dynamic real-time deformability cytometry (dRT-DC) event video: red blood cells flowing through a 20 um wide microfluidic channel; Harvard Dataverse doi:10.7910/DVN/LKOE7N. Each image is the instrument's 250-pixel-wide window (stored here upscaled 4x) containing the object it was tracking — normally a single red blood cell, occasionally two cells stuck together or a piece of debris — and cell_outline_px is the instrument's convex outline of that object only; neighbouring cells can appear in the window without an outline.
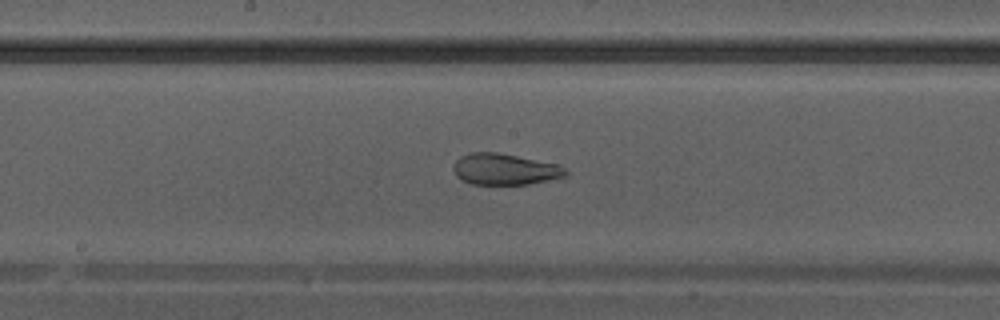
{"species": "Egyptian fruit bat (a non-hibernating species)", "species_latin": "Rousettus aegyptiacus", "temperature_condition": "warm", "stored_images_in_passage": 16, "camera_frame_rate_fps": 3000, "um_per_image_px": 0.085, "animal": {"sex": "male"}, "frame": {"image": 1, "passage_image": 15, "time_ms": 4.667, "image_size_px": [1000, 320], "cell_outline_px": [[568, 176], [528, 184], [472, 184], [460, 180], [456, 176], [452, 168], [452, 164], [460, 156], [472, 152], [496, 152], [556, 164], [564, 168], [568, 172]], "centroid_in_image_um": [42.85, 14.39], "position_along_channel_um": 205.3, "area_um2": 20.4}}